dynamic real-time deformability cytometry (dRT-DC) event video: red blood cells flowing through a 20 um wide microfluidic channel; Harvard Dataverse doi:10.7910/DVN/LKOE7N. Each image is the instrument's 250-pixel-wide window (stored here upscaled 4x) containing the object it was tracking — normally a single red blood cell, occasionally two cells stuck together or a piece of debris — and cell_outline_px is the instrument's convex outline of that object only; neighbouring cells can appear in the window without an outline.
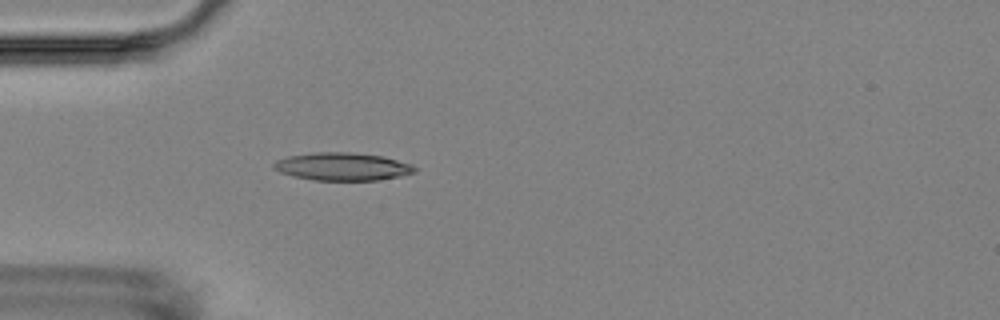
{"species": "Egyptian fruit bat (a non-hibernating species)", "species_latin": "Rousettus aegyptiacus", "temperature_condition": "room temperature", "stored_images_in_passage": 4, "camera_frame_rate_fps": 3000, "um_per_image_px": 0.085, "animal": {"sex": "female"}, "frame": {"image": 1, "passage_image": 4, "time_ms": 4.667, "image_size_px": [1000, 320], "cell_outline_px": [[416, 172], [400, 176], [376, 180], [312, 180], [292, 176], [280, 172], [272, 168], [272, 164], [276, 160], [288, 156], [316, 152], [348, 152], [380, 156], [412, 164], [416, 168]], "centroid_in_image_um": [29.06, 14.16], "position_along_channel_um": 55.9, "area_um2": 22.77}}